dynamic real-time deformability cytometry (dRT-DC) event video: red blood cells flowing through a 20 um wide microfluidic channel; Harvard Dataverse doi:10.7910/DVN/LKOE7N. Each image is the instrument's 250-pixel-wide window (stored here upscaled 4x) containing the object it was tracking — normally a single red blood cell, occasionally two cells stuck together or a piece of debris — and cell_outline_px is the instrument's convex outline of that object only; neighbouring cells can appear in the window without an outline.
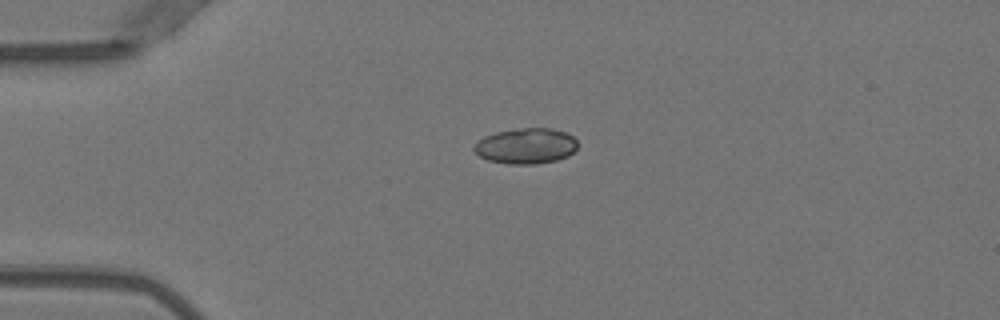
{"species": "Egyptian fruit bat (a non-hibernating species)", "species_latin": "Rousettus aegyptiacus", "temperature_condition": "warm", "stored_images_in_passage": 40, "camera_frame_rate_fps": 3000, "um_per_image_px": 0.085, "animal": {"sex": "female"}, "frame": {"image": 1, "passage_image": 1, "time_ms": 0.0, "image_size_px": [1000, 320], "cell_outline_px": [[576, 148], [568, 156], [556, 160], [536, 164], [508, 164], [488, 160], [480, 156], [472, 148], [484, 136], [496, 132], [520, 128], [552, 128], [564, 132], [572, 136], [576, 140]], "centroid_in_image_um": [44.7, 12.41], "position_along_channel_um": 40.3, "area_um2": 21.33}}
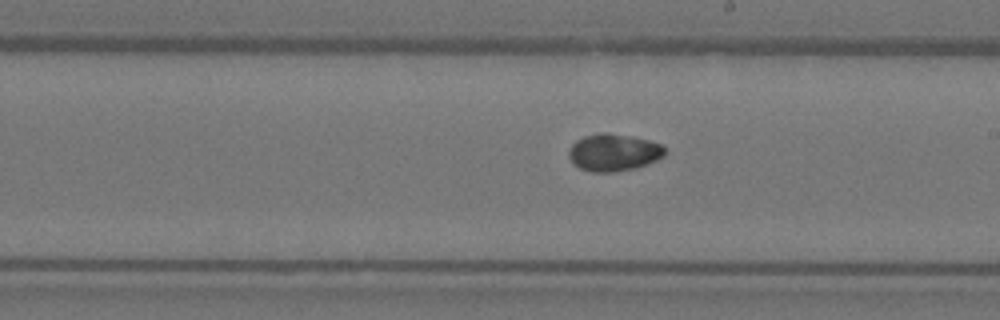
{"frame": {"image": 2, "passage_image": 18, "time_ms": 5.667, "image_size_px": [1000, 320], "cell_outline_px": [[664, 156], [656, 160], [636, 168], [612, 172], [592, 172], [580, 168], [572, 164], [568, 156], [568, 152], [572, 144], [576, 140], [584, 136], [604, 132], [608, 132], [648, 140], [660, 144], [664, 148]], "centroid_in_image_um": [52.11, 12.96], "position_along_channel_um": 236.9, "area_um2": 20.75}}
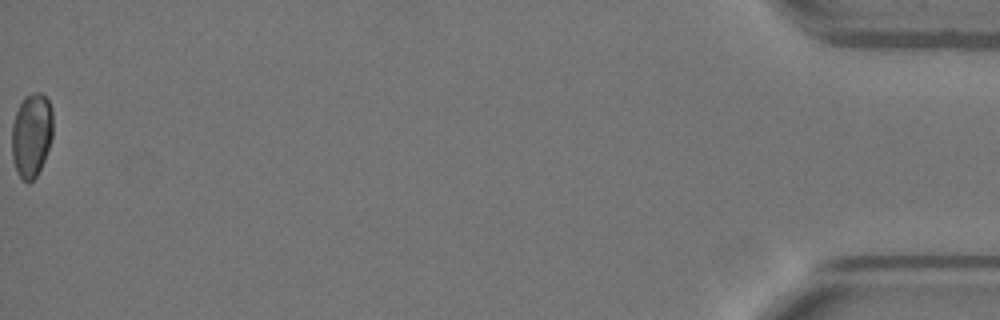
{"frame": {"image": 3, "passage_image": 40, "time_ms": 13.0, "image_size_px": [1000, 320], "cell_outline_px": [[52, 136], [44, 160], [36, 176], [28, 184], [16, 172], [12, 160], [12, 124], [16, 112], [24, 96], [32, 92], [40, 92], [48, 100], [52, 108]], "centroid_in_image_um": [2.67, 11.47], "position_along_channel_um": 432.5, "area_um2": 20.17}, "authors_computed_cell_mechanics": {"area_um2": 20.4034, "velocity_mm_per_s": 4.0086, "shape_relaxation_time_tau1_ms": 7.5907, "shape_relaxation_time_tau2_ms": 2.8501, "deformation_change_tau1": 0.1627, "deformation_change_tau2": 0.0414}}